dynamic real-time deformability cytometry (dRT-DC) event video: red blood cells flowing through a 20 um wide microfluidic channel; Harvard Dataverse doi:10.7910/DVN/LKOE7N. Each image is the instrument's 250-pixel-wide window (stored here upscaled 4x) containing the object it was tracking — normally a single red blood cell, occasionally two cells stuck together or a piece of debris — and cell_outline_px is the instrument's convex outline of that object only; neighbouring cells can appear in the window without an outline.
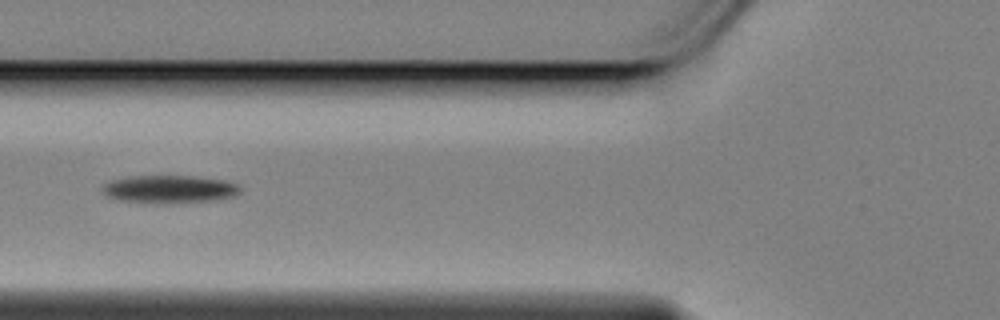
{"species": "Egyptian fruit bat (a non-hibernating species)", "species_latin": "Rousettus aegyptiacus", "temperature_condition": "cold", "stored_images_in_passage": 12, "camera_frame_rate_fps": 3000, "um_per_image_px": 0.085, "animal": {"sex": "female"}, "frame": {"image": 1, "passage_image": 6, "time_ms": 1.667, "image_size_px": [1000, 320], "cell_outline_px": [[240, 192], [236, 196], [216, 200], [156, 204], [120, 200], [108, 196], [100, 188], [104, 184], [112, 180], [128, 176], [192, 176], [224, 180], [240, 184]], "centroid_in_image_um": [14.43, 16.08], "position_along_channel_um": 111.4, "area_um2": 22.54}}
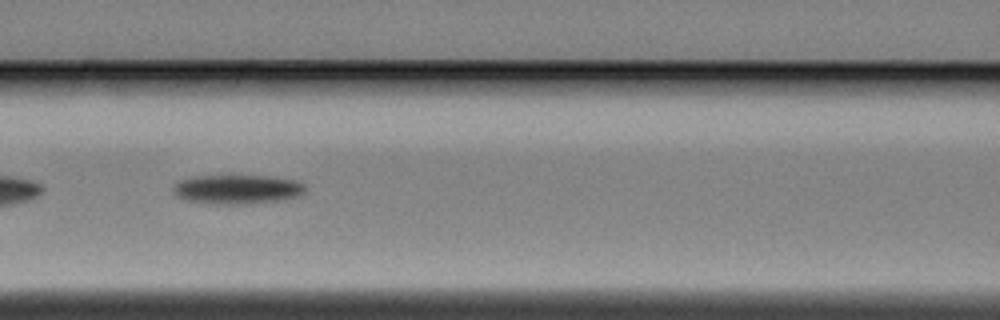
{"frame": {"image": 2, "passage_image": 9, "time_ms": 2.667, "image_size_px": [1000, 320], "cell_outline_px": [[304, 192], [296, 196], [280, 200], [248, 204], [212, 204], [188, 200], [172, 192], [172, 184], [180, 180], [192, 176], [264, 176], [296, 180], [304, 184]], "centroid_in_image_um": [20.12, 16.09], "position_along_channel_um": 146.5, "area_um2": 22.37}}